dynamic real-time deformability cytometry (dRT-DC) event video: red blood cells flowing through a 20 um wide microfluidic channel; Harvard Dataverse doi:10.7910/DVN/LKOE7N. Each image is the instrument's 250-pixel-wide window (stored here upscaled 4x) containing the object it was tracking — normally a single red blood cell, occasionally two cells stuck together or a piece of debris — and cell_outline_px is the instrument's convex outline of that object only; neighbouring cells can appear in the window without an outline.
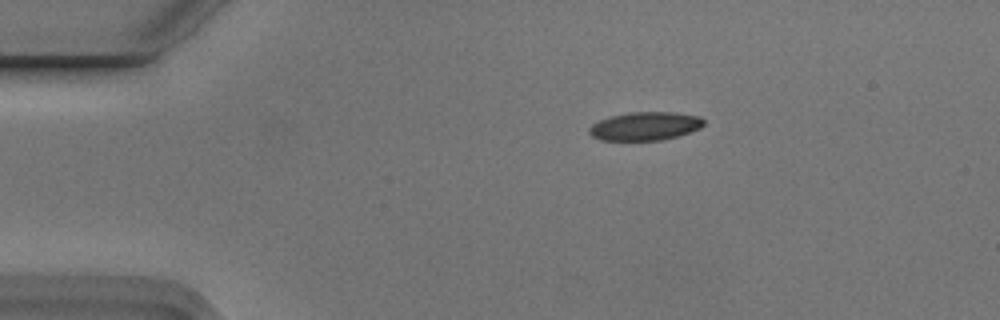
{"species": "Egyptian fruit bat (a non-hibernating species)", "species_latin": "Rousettus aegyptiacus", "temperature_condition": "cold", "stored_images_in_passage": 6, "camera_frame_rate_fps": 3000, "um_per_image_px": 0.085, "animal": {"sex": "male"}, "frame": {"image": 1, "passage_image": 3, "time_ms": 0.667, "image_size_px": [1000, 320], "cell_outline_px": [[704, 124], [700, 128], [676, 136], [660, 140], [600, 140], [592, 136], [588, 132], [588, 128], [592, 124], [600, 120], [612, 116], [632, 112], [672, 112], [700, 116], [704, 120]], "centroid_in_image_um": [54.82, 10.72], "position_along_channel_um": 30.2, "area_um2": 18.79}}
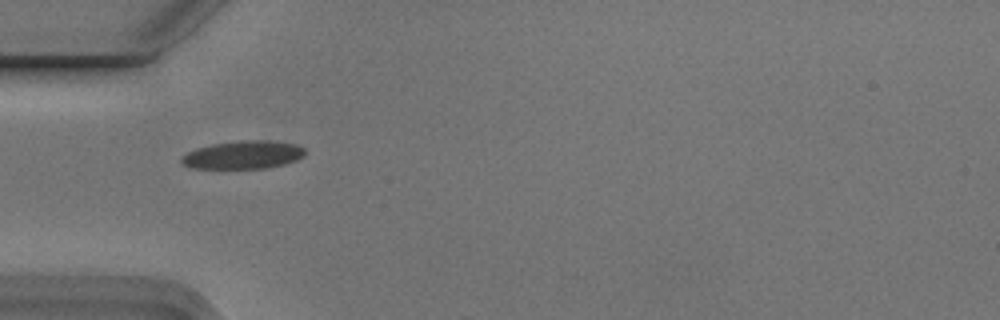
{"frame": {"image": 2, "passage_image": 5, "time_ms": 1.333, "image_size_px": [1000, 320], "cell_outline_px": [[304, 156], [296, 160], [284, 164], [264, 168], [192, 168], [184, 164], [180, 160], [180, 156], [196, 148], [212, 144], [240, 140], [268, 140], [296, 144], [304, 148]], "centroid_in_image_um": [20.66, 13.15], "position_along_channel_um": 64.3, "area_um2": 20.17}}